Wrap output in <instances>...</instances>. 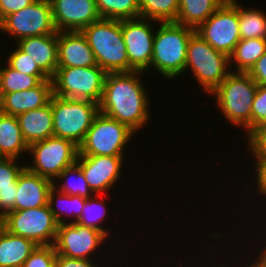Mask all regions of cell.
<instances>
[{
  "instance_id": "22",
  "label": "cell",
  "mask_w": 266,
  "mask_h": 267,
  "mask_svg": "<svg viewBox=\"0 0 266 267\" xmlns=\"http://www.w3.org/2000/svg\"><path fill=\"white\" fill-rule=\"evenodd\" d=\"M37 246L32 240L3 228L0 233V267H21Z\"/></svg>"
},
{
  "instance_id": "1",
  "label": "cell",
  "mask_w": 266,
  "mask_h": 267,
  "mask_svg": "<svg viewBox=\"0 0 266 267\" xmlns=\"http://www.w3.org/2000/svg\"><path fill=\"white\" fill-rule=\"evenodd\" d=\"M143 74L139 71L107 73L99 103V112L127 125L136 134L146 128L152 116L150 94L142 83L143 78L140 79Z\"/></svg>"
},
{
  "instance_id": "8",
  "label": "cell",
  "mask_w": 266,
  "mask_h": 267,
  "mask_svg": "<svg viewBox=\"0 0 266 267\" xmlns=\"http://www.w3.org/2000/svg\"><path fill=\"white\" fill-rule=\"evenodd\" d=\"M32 160L25 167L52 182L68 167L77 162L79 146L61 137L51 136L29 145Z\"/></svg>"
},
{
  "instance_id": "20",
  "label": "cell",
  "mask_w": 266,
  "mask_h": 267,
  "mask_svg": "<svg viewBox=\"0 0 266 267\" xmlns=\"http://www.w3.org/2000/svg\"><path fill=\"white\" fill-rule=\"evenodd\" d=\"M17 45L52 79L58 68L57 33L20 39Z\"/></svg>"
},
{
  "instance_id": "29",
  "label": "cell",
  "mask_w": 266,
  "mask_h": 267,
  "mask_svg": "<svg viewBox=\"0 0 266 267\" xmlns=\"http://www.w3.org/2000/svg\"><path fill=\"white\" fill-rule=\"evenodd\" d=\"M255 7H244L238 1V19L241 39H266V13Z\"/></svg>"
},
{
  "instance_id": "3",
  "label": "cell",
  "mask_w": 266,
  "mask_h": 267,
  "mask_svg": "<svg viewBox=\"0 0 266 267\" xmlns=\"http://www.w3.org/2000/svg\"><path fill=\"white\" fill-rule=\"evenodd\" d=\"M156 26L151 59V68L156 70L153 74L158 72L167 80L177 79L186 73L187 44L196 29L176 22L158 23Z\"/></svg>"
},
{
  "instance_id": "21",
  "label": "cell",
  "mask_w": 266,
  "mask_h": 267,
  "mask_svg": "<svg viewBox=\"0 0 266 267\" xmlns=\"http://www.w3.org/2000/svg\"><path fill=\"white\" fill-rule=\"evenodd\" d=\"M16 117L23 139L28 146L34 142L54 136L52 97L47 105L21 113Z\"/></svg>"
},
{
  "instance_id": "46",
  "label": "cell",
  "mask_w": 266,
  "mask_h": 267,
  "mask_svg": "<svg viewBox=\"0 0 266 267\" xmlns=\"http://www.w3.org/2000/svg\"><path fill=\"white\" fill-rule=\"evenodd\" d=\"M5 158H6V156L3 154V152L0 149V161L5 159Z\"/></svg>"
},
{
  "instance_id": "45",
  "label": "cell",
  "mask_w": 266,
  "mask_h": 267,
  "mask_svg": "<svg viewBox=\"0 0 266 267\" xmlns=\"http://www.w3.org/2000/svg\"><path fill=\"white\" fill-rule=\"evenodd\" d=\"M3 228H4V220L3 217L0 216V233L3 230Z\"/></svg>"
},
{
  "instance_id": "34",
  "label": "cell",
  "mask_w": 266,
  "mask_h": 267,
  "mask_svg": "<svg viewBox=\"0 0 266 267\" xmlns=\"http://www.w3.org/2000/svg\"><path fill=\"white\" fill-rule=\"evenodd\" d=\"M19 162L20 159L11 157L0 161V189L17 188V178L26 165Z\"/></svg>"
},
{
  "instance_id": "13",
  "label": "cell",
  "mask_w": 266,
  "mask_h": 267,
  "mask_svg": "<svg viewBox=\"0 0 266 267\" xmlns=\"http://www.w3.org/2000/svg\"><path fill=\"white\" fill-rule=\"evenodd\" d=\"M108 239L105 233L97 229L77 222L63 223L58 226L54 248L57 254L65 257L96 260L95 254L100 255L98 250L105 247L104 242L108 244Z\"/></svg>"
},
{
  "instance_id": "6",
  "label": "cell",
  "mask_w": 266,
  "mask_h": 267,
  "mask_svg": "<svg viewBox=\"0 0 266 267\" xmlns=\"http://www.w3.org/2000/svg\"><path fill=\"white\" fill-rule=\"evenodd\" d=\"M136 133L127 125L99 112L79 145L78 156H127Z\"/></svg>"
},
{
  "instance_id": "27",
  "label": "cell",
  "mask_w": 266,
  "mask_h": 267,
  "mask_svg": "<svg viewBox=\"0 0 266 267\" xmlns=\"http://www.w3.org/2000/svg\"><path fill=\"white\" fill-rule=\"evenodd\" d=\"M105 194H94L92 197H89L83 207L81 217L78 219L77 223L83 226L97 229L105 233L108 237L112 236V229L109 230L108 227H105V221H108V202H106ZM105 199V200H104ZM106 202V203H105ZM102 223L104 225H102ZM108 228V229H107ZM110 234V235H109Z\"/></svg>"
},
{
  "instance_id": "44",
  "label": "cell",
  "mask_w": 266,
  "mask_h": 267,
  "mask_svg": "<svg viewBox=\"0 0 266 267\" xmlns=\"http://www.w3.org/2000/svg\"><path fill=\"white\" fill-rule=\"evenodd\" d=\"M262 229V231H258V232H261L260 234H262L261 236L262 237H264V238H262V237H260V238H258L256 241H255V243H256V245L258 246V243H259V247L258 248H256L257 246H255V247H252V248H250V249H252V251H253V249H254V252H252L253 253V255L258 259V261L260 262V264H261V266L262 267H266V240H265V236H266V229H263V228H261ZM263 230L265 231V232H263ZM264 235V236H263ZM261 239V243L260 242H258V240H260ZM262 239H264V240H262ZM265 242V244H264V246H263V243ZM261 246V247H260ZM261 248V249H260ZM258 251H256V250Z\"/></svg>"
},
{
  "instance_id": "16",
  "label": "cell",
  "mask_w": 266,
  "mask_h": 267,
  "mask_svg": "<svg viewBox=\"0 0 266 267\" xmlns=\"http://www.w3.org/2000/svg\"><path fill=\"white\" fill-rule=\"evenodd\" d=\"M57 31H82L101 19L95 0H50Z\"/></svg>"
},
{
  "instance_id": "11",
  "label": "cell",
  "mask_w": 266,
  "mask_h": 267,
  "mask_svg": "<svg viewBox=\"0 0 266 267\" xmlns=\"http://www.w3.org/2000/svg\"><path fill=\"white\" fill-rule=\"evenodd\" d=\"M0 32L13 42L26 37L57 33L50 0H35L18 12L9 14L0 22Z\"/></svg>"
},
{
  "instance_id": "40",
  "label": "cell",
  "mask_w": 266,
  "mask_h": 267,
  "mask_svg": "<svg viewBox=\"0 0 266 267\" xmlns=\"http://www.w3.org/2000/svg\"><path fill=\"white\" fill-rule=\"evenodd\" d=\"M35 0H0V22L9 14L18 12Z\"/></svg>"
},
{
  "instance_id": "38",
  "label": "cell",
  "mask_w": 266,
  "mask_h": 267,
  "mask_svg": "<svg viewBox=\"0 0 266 267\" xmlns=\"http://www.w3.org/2000/svg\"><path fill=\"white\" fill-rule=\"evenodd\" d=\"M253 162L254 164V171H255V176L253 177V181H255V195L258 196L261 195L262 197V202L265 200L263 197L265 196L266 198V159H254ZM254 178H256L254 180ZM257 191V193H256ZM260 194V195H259Z\"/></svg>"
},
{
  "instance_id": "19",
  "label": "cell",
  "mask_w": 266,
  "mask_h": 267,
  "mask_svg": "<svg viewBox=\"0 0 266 267\" xmlns=\"http://www.w3.org/2000/svg\"><path fill=\"white\" fill-rule=\"evenodd\" d=\"M53 182L29 171L26 167L17 178L15 211L48 205Z\"/></svg>"
},
{
  "instance_id": "31",
  "label": "cell",
  "mask_w": 266,
  "mask_h": 267,
  "mask_svg": "<svg viewBox=\"0 0 266 267\" xmlns=\"http://www.w3.org/2000/svg\"><path fill=\"white\" fill-rule=\"evenodd\" d=\"M102 19L128 20L140 17L139 0H95Z\"/></svg>"
},
{
  "instance_id": "12",
  "label": "cell",
  "mask_w": 266,
  "mask_h": 267,
  "mask_svg": "<svg viewBox=\"0 0 266 267\" xmlns=\"http://www.w3.org/2000/svg\"><path fill=\"white\" fill-rule=\"evenodd\" d=\"M196 32L215 50L230 57L241 39L238 0H226Z\"/></svg>"
},
{
  "instance_id": "47",
  "label": "cell",
  "mask_w": 266,
  "mask_h": 267,
  "mask_svg": "<svg viewBox=\"0 0 266 267\" xmlns=\"http://www.w3.org/2000/svg\"><path fill=\"white\" fill-rule=\"evenodd\" d=\"M0 56H1V55H0ZM1 58H2V57H0V68H1V65H2V61H1L2 59H1Z\"/></svg>"
},
{
  "instance_id": "5",
  "label": "cell",
  "mask_w": 266,
  "mask_h": 267,
  "mask_svg": "<svg viewBox=\"0 0 266 267\" xmlns=\"http://www.w3.org/2000/svg\"><path fill=\"white\" fill-rule=\"evenodd\" d=\"M188 70L203 94L209 95L231 73L230 60L195 31L187 44L185 71Z\"/></svg>"
},
{
  "instance_id": "43",
  "label": "cell",
  "mask_w": 266,
  "mask_h": 267,
  "mask_svg": "<svg viewBox=\"0 0 266 267\" xmlns=\"http://www.w3.org/2000/svg\"><path fill=\"white\" fill-rule=\"evenodd\" d=\"M245 255H246V257H249V259L247 258V259L244 261L243 259H245V257H244ZM206 259H207V261H205ZM210 259H211L210 256H209V257H205V259H204L203 261L201 260V262H204V261H205V263L203 264L205 267H207L206 265H207V262H208V261H209V262H208V265H209V263L211 264V265H209L208 267H211V266H212V267H231V265H230V264H227V262H226V264H225V260H224L223 264H222V262H219V261H218L217 263L214 264L215 261H214V260H211V261H210ZM242 260H243V262H245V263L243 264V266H242ZM239 261H240V263H241V264H240L241 266L237 263V265H236L237 267H238V266H239V267H244V266H245V267H262L261 264H260V262L258 261V259H257L253 254H252L251 256H250V255L247 256V254L244 253L243 258H240ZM246 261H247V262H246ZM212 262H213V263H212ZM250 263H251V264H250ZM218 264H219V265H218ZM216 265H218V266H216ZM229 265H230V266H229ZM246 265H247V266H246ZM200 267H201V266H200ZM232 267H235L234 264H233Z\"/></svg>"
},
{
  "instance_id": "2",
  "label": "cell",
  "mask_w": 266,
  "mask_h": 267,
  "mask_svg": "<svg viewBox=\"0 0 266 267\" xmlns=\"http://www.w3.org/2000/svg\"><path fill=\"white\" fill-rule=\"evenodd\" d=\"M258 84L248 73L231 72L209 96L232 126H238L247 138L251 134V110ZM246 129V130H245ZM247 131V132H246Z\"/></svg>"
},
{
  "instance_id": "18",
  "label": "cell",
  "mask_w": 266,
  "mask_h": 267,
  "mask_svg": "<svg viewBox=\"0 0 266 267\" xmlns=\"http://www.w3.org/2000/svg\"><path fill=\"white\" fill-rule=\"evenodd\" d=\"M52 95V80H43L33 88L0 95V112L18 116L47 105Z\"/></svg>"
},
{
  "instance_id": "37",
  "label": "cell",
  "mask_w": 266,
  "mask_h": 267,
  "mask_svg": "<svg viewBox=\"0 0 266 267\" xmlns=\"http://www.w3.org/2000/svg\"><path fill=\"white\" fill-rule=\"evenodd\" d=\"M266 120V85H258L252 103L251 133Z\"/></svg>"
},
{
  "instance_id": "4",
  "label": "cell",
  "mask_w": 266,
  "mask_h": 267,
  "mask_svg": "<svg viewBox=\"0 0 266 267\" xmlns=\"http://www.w3.org/2000/svg\"><path fill=\"white\" fill-rule=\"evenodd\" d=\"M96 62L106 73L129 72L121 20L100 19L82 30Z\"/></svg>"
},
{
  "instance_id": "41",
  "label": "cell",
  "mask_w": 266,
  "mask_h": 267,
  "mask_svg": "<svg viewBox=\"0 0 266 267\" xmlns=\"http://www.w3.org/2000/svg\"><path fill=\"white\" fill-rule=\"evenodd\" d=\"M56 267H100V263H95L94 260L69 258L57 254Z\"/></svg>"
},
{
  "instance_id": "28",
  "label": "cell",
  "mask_w": 266,
  "mask_h": 267,
  "mask_svg": "<svg viewBox=\"0 0 266 267\" xmlns=\"http://www.w3.org/2000/svg\"><path fill=\"white\" fill-rule=\"evenodd\" d=\"M0 68V95L23 91L37 86L43 80H52L47 75H28L10 67L7 63Z\"/></svg>"
},
{
  "instance_id": "7",
  "label": "cell",
  "mask_w": 266,
  "mask_h": 267,
  "mask_svg": "<svg viewBox=\"0 0 266 267\" xmlns=\"http://www.w3.org/2000/svg\"><path fill=\"white\" fill-rule=\"evenodd\" d=\"M99 113V104L52 95L53 134L79 146Z\"/></svg>"
},
{
  "instance_id": "9",
  "label": "cell",
  "mask_w": 266,
  "mask_h": 267,
  "mask_svg": "<svg viewBox=\"0 0 266 267\" xmlns=\"http://www.w3.org/2000/svg\"><path fill=\"white\" fill-rule=\"evenodd\" d=\"M107 73L98 65L58 67L52 78L53 94L68 99L100 103Z\"/></svg>"
},
{
  "instance_id": "30",
  "label": "cell",
  "mask_w": 266,
  "mask_h": 267,
  "mask_svg": "<svg viewBox=\"0 0 266 267\" xmlns=\"http://www.w3.org/2000/svg\"><path fill=\"white\" fill-rule=\"evenodd\" d=\"M53 187L62 193L73 196L78 195L86 199L94 195L87 181L85 180V176L81 168L76 163L66 168L53 181Z\"/></svg>"
},
{
  "instance_id": "26",
  "label": "cell",
  "mask_w": 266,
  "mask_h": 267,
  "mask_svg": "<svg viewBox=\"0 0 266 267\" xmlns=\"http://www.w3.org/2000/svg\"><path fill=\"white\" fill-rule=\"evenodd\" d=\"M265 51L266 39L264 38L240 39L229 57L231 72L247 73Z\"/></svg>"
},
{
  "instance_id": "25",
  "label": "cell",
  "mask_w": 266,
  "mask_h": 267,
  "mask_svg": "<svg viewBox=\"0 0 266 267\" xmlns=\"http://www.w3.org/2000/svg\"><path fill=\"white\" fill-rule=\"evenodd\" d=\"M86 200V198L80 197L78 195L73 196L62 193L55 187H52L49 192L48 205L50 207L52 215L60 225L67 223V220L70 217L71 219L70 221L68 220V223L77 222L81 217Z\"/></svg>"
},
{
  "instance_id": "33",
  "label": "cell",
  "mask_w": 266,
  "mask_h": 267,
  "mask_svg": "<svg viewBox=\"0 0 266 267\" xmlns=\"http://www.w3.org/2000/svg\"><path fill=\"white\" fill-rule=\"evenodd\" d=\"M12 52H8L6 62L10 67L28 75H46L39 67L38 64L32 60L28 54L22 51L17 45Z\"/></svg>"
},
{
  "instance_id": "17",
  "label": "cell",
  "mask_w": 266,
  "mask_h": 267,
  "mask_svg": "<svg viewBox=\"0 0 266 267\" xmlns=\"http://www.w3.org/2000/svg\"><path fill=\"white\" fill-rule=\"evenodd\" d=\"M58 67H90L98 65L82 31H58Z\"/></svg>"
},
{
  "instance_id": "39",
  "label": "cell",
  "mask_w": 266,
  "mask_h": 267,
  "mask_svg": "<svg viewBox=\"0 0 266 267\" xmlns=\"http://www.w3.org/2000/svg\"><path fill=\"white\" fill-rule=\"evenodd\" d=\"M17 188L0 189V216L15 211Z\"/></svg>"
},
{
  "instance_id": "32",
  "label": "cell",
  "mask_w": 266,
  "mask_h": 267,
  "mask_svg": "<svg viewBox=\"0 0 266 267\" xmlns=\"http://www.w3.org/2000/svg\"><path fill=\"white\" fill-rule=\"evenodd\" d=\"M140 18L159 23L176 22L179 0H139Z\"/></svg>"
},
{
  "instance_id": "42",
  "label": "cell",
  "mask_w": 266,
  "mask_h": 267,
  "mask_svg": "<svg viewBox=\"0 0 266 267\" xmlns=\"http://www.w3.org/2000/svg\"><path fill=\"white\" fill-rule=\"evenodd\" d=\"M247 73L258 85H266V51Z\"/></svg>"
},
{
  "instance_id": "15",
  "label": "cell",
  "mask_w": 266,
  "mask_h": 267,
  "mask_svg": "<svg viewBox=\"0 0 266 267\" xmlns=\"http://www.w3.org/2000/svg\"><path fill=\"white\" fill-rule=\"evenodd\" d=\"M127 156H78L76 164L94 194H104L114 189L120 178ZM125 158V159H124ZM110 190V191H109Z\"/></svg>"
},
{
  "instance_id": "36",
  "label": "cell",
  "mask_w": 266,
  "mask_h": 267,
  "mask_svg": "<svg viewBox=\"0 0 266 267\" xmlns=\"http://www.w3.org/2000/svg\"><path fill=\"white\" fill-rule=\"evenodd\" d=\"M246 151L253 159H266V120L261 123L245 140Z\"/></svg>"
},
{
  "instance_id": "35",
  "label": "cell",
  "mask_w": 266,
  "mask_h": 267,
  "mask_svg": "<svg viewBox=\"0 0 266 267\" xmlns=\"http://www.w3.org/2000/svg\"><path fill=\"white\" fill-rule=\"evenodd\" d=\"M54 245L37 246L21 267H56Z\"/></svg>"
},
{
  "instance_id": "23",
  "label": "cell",
  "mask_w": 266,
  "mask_h": 267,
  "mask_svg": "<svg viewBox=\"0 0 266 267\" xmlns=\"http://www.w3.org/2000/svg\"><path fill=\"white\" fill-rule=\"evenodd\" d=\"M16 116L0 112V149L6 157L17 158L28 154Z\"/></svg>"
},
{
  "instance_id": "24",
  "label": "cell",
  "mask_w": 266,
  "mask_h": 267,
  "mask_svg": "<svg viewBox=\"0 0 266 267\" xmlns=\"http://www.w3.org/2000/svg\"><path fill=\"white\" fill-rule=\"evenodd\" d=\"M226 0H179L176 23L197 29Z\"/></svg>"
},
{
  "instance_id": "14",
  "label": "cell",
  "mask_w": 266,
  "mask_h": 267,
  "mask_svg": "<svg viewBox=\"0 0 266 267\" xmlns=\"http://www.w3.org/2000/svg\"><path fill=\"white\" fill-rule=\"evenodd\" d=\"M156 23L150 19L136 18L121 20V32L126 45L129 72L151 73L153 42ZM154 25V26H153Z\"/></svg>"
},
{
  "instance_id": "10",
  "label": "cell",
  "mask_w": 266,
  "mask_h": 267,
  "mask_svg": "<svg viewBox=\"0 0 266 267\" xmlns=\"http://www.w3.org/2000/svg\"><path fill=\"white\" fill-rule=\"evenodd\" d=\"M3 220L4 228L12 234L32 240L38 246L54 245L59 224L49 205L10 211Z\"/></svg>"
}]
</instances>
